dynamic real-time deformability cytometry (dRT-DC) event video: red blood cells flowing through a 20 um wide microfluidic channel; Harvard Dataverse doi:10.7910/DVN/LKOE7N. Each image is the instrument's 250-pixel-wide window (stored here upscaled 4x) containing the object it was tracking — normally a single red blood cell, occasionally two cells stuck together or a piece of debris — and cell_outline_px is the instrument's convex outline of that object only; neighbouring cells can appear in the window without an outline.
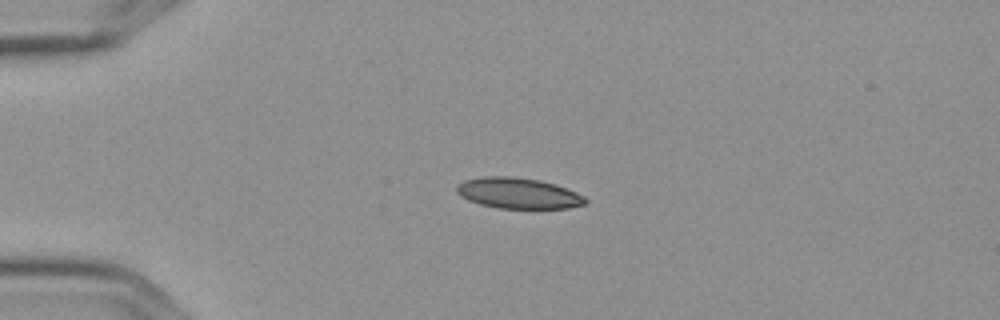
{"species": "Egyptian fruit bat (a non-hibernating species)", "species_latin": "Rousettus aegyptiacus", "temperature_condition": "cold", "stored_images_in_passage": 4, "camera_frame_rate_fps": 3000, "um_per_image_px": 0.085, "frame": {"image": 1, "passage_image": 3, "time_ms": 0.667, "image_size_px": [1000, 320], "cell_outline_px": [[588, 200], [584, 204], [568, 208], [496, 208], [480, 204], [468, 200], [460, 196], [456, 192], [456, 184], [464, 180], [484, 176], [512, 176], [540, 180], [556, 184], [576, 192], [584, 196]], "centroid_in_image_um": [44.02, 16.41], "position_along_channel_um": 41.0, "area_um2": 23.24}}